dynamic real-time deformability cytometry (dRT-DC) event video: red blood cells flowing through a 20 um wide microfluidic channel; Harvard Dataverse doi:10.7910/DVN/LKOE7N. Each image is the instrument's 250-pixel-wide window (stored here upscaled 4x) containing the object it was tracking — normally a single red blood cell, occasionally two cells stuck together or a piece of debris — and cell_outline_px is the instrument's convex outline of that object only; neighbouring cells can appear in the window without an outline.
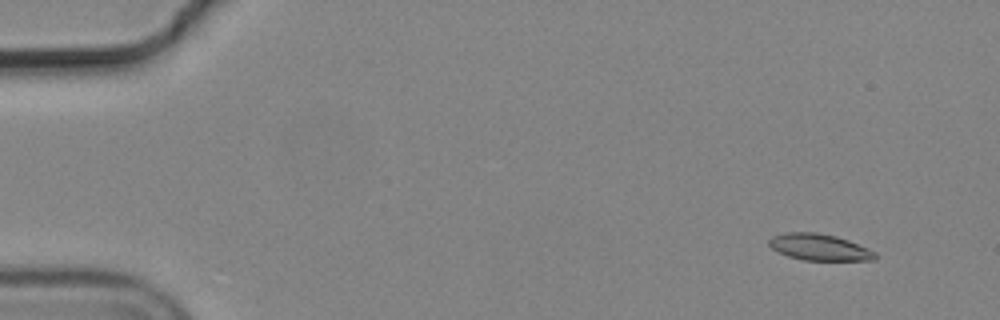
{"species": "common noctule bat (a hibernating species)", "species_latin": "Nyctalus noctula", "temperature_condition": "cold", "stored_images_in_passage": 5, "camera_frame_rate_fps": 3000, "um_per_image_px": 0.085, "animal": {"sex": "male", "body_mass_g": 19.2, "forearm_length_mm": 51.8}, "frame": {"image": 1, "passage_image": 2, "time_ms": 0.333, "image_size_px": [1000, 320], "cell_outline_px": [[876, 260], [804, 260], [788, 256], [776, 252], [768, 244], [768, 240], [772, 236], [784, 232], [816, 232], [836, 236], [848, 240], [868, 248], [876, 252]], "centroid_in_image_um": [69.61, 21.0], "position_along_channel_um": 15.4, "area_um2": 16.47}}
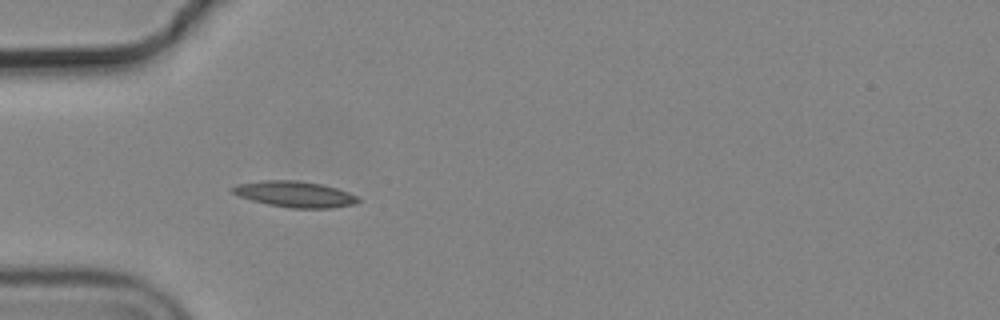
{"frame": {"image": 2, "passage_image": 5, "time_ms": 1.333, "image_size_px": [1000, 320], "cell_outline_px": [[360, 200], [356, 204], [332, 208], [292, 208], [268, 204], [252, 200], [240, 196], [232, 192], [228, 188], [236, 184], [260, 180], [296, 180], [320, 184], [336, 188], [348, 192], [356, 196]], "centroid_in_image_um": [25.03, 16.5], "position_along_channel_um": 60.0, "area_um2": 19.02}}